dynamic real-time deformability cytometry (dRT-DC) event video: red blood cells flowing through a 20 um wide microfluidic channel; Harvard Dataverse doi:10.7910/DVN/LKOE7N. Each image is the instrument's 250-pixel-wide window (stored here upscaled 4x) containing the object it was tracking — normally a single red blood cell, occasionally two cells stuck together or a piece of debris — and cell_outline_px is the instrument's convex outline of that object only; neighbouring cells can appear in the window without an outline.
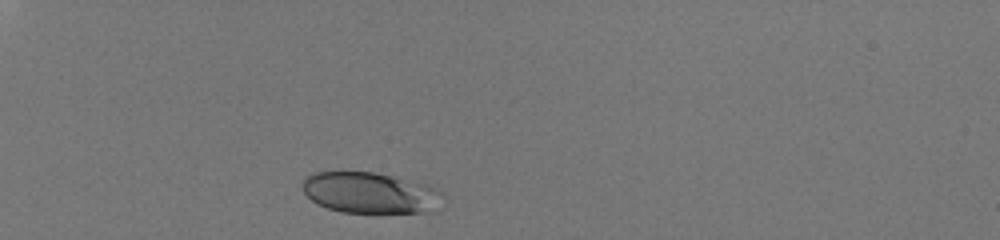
{"species": "human", "species_latin": "Homo sapiens", "temperature_condition": "room temperature", "stored_images_in_passage": 31, "camera_frame_rate_fps": 3000, "um_per_image_px": 0.085, "donor": {"sex": "male"}, "frame": {"image": 1, "passage_image": 1, "time_ms": 0.0, "image_size_px": [1000, 240], "cell_outline_px": [[444, 196], [428, 212], [340, 212], [316, 204], [304, 192], [304, 180], [312, 172], [372, 172], [428, 184], [444, 192]], "centroid_in_image_um": [31.45, 16.38], "position_along_channel_um": 53.6, "area_um2": 33.12}}
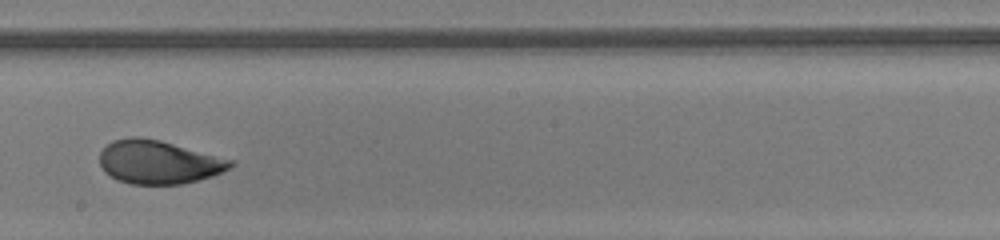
{"frame": {"image": 2, "passage_image": 18, "time_ms": 5.667, "image_size_px": [1000, 240], "cell_outline_px": [[236, 164], [212, 176], [184, 184], [132, 184], [120, 180], [104, 172], [100, 164], [100, 152], [112, 140], [128, 136], [140, 136], [160, 140], [236, 160]], "centroid_in_image_um": [13.5, 13.76], "position_along_channel_um": 234.7, "area_um2": 33.29}}
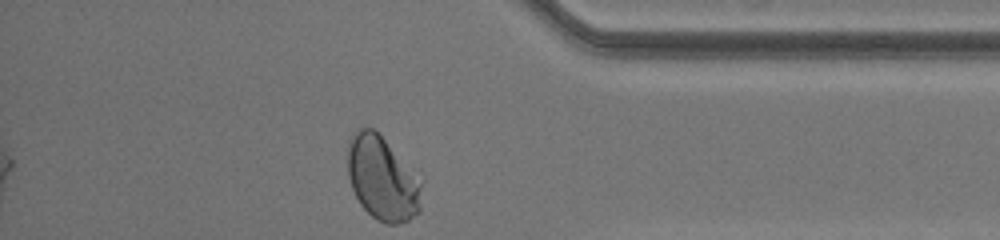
{"frame": {"image": 3, "passage_image": 31, "time_ms": 10.0, "image_size_px": [1000, 240], "cell_outline_px": [[420, 212], [408, 220], [396, 224], [384, 224], [376, 220], [360, 204], [352, 188], [348, 176], [348, 140], [360, 128], [372, 128], [384, 140], [420, 184]], "centroid_in_image_um": [32.43, 15.23], "position_along_channel_um": 402.8, "area_um2": 34.85}, "authors_computed_cell_mechanics": {"area_um2": 33.524, "velocity_mm_per_s": 4.0837, "shape_relaxation_time_tau1_ms": 4.9979, "shape_relaxation_time_tau2_ms": null, "deformation_change_tau1": 0.175, "deformation_change_tau2": null}}